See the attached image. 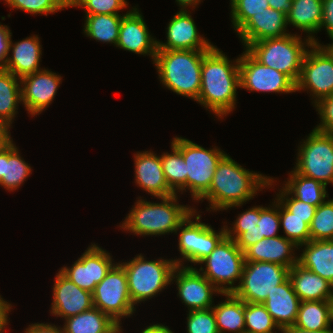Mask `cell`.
Returning <instances> with one entry per match:
<instances>
[{
	"instance_id": "680465c9",
	"label": "cell",
	"mask_w": 333,
	"mask_h": 333,
	"mask_svg": "<svg viewBox=\"0 0 333 333\" xmlns=\"http://www.w3.org/2000/svg\"><path fill=\"white\" fill-rule=\"evenodd\" d=\"M291 333H333L331 327L323 330H305L298 327H289Z\"/></svg>"
},
{
	"instance_id": "d6a6232c",
	"label": "cell",
	"mask_w": 333,
	"mask_h": 333,
	"mask_svg": "<svg viewBox=\"0 0 333 333\" xmlns=\"http://www.w3.org/2000/svg\"><path fill=\"white\" fill-rule=\"evenodd\" d=\"M124 15L85 14L84 34L98 42L113 43L116 46L121 20Z\"/></svg>"
},
{
	"instance_id": "94428289",
	"label": "cell",
	"mask_w": 333,
	"mask_h": 333,
	"mask_svg": "<svg viewBox=\"0 0 333 333\" xmlns=\"http://www.w3.org/2000/svg\"><path fill=\"white\" fill-rule=\"evenodd\" d=\"M3 168H4V147L0 148V180L3 176Z\"/></svg>"
},
{
	"instance_id": "cb8c5ba5",
	"label": "cell",
	"mask_w": 333,
	"mask_h": 333,
	"mask_svg": "<svg viewBox=\"0 0 333 333\" xmlns=\"http://www.w3.org/2000/svg\"><path fill=\"white\" fill-rule=\"evenodd\" d=\"M41 48L38 35H32L15 43L11 40L9 50H12V54L8 56L5 70L19 78L42 70L39 65Z\"/></svg>"
},
{
	"instance_id": "7402d4cb",
	"label": "cell",
	"mask_w": 333,
	"mask_h": 333,
	"mask_svg": "<svg viewBox=\"0 0 333 333\" xmlns=\"http://www.w3.org/2000/svg\"><path fill=\"white\" fill-rule=\"evenodd\" d=\"M298 249L284 236L263 238L244 251L245 262H270L281 264L289 269L298 263V256L293 251Z\"/></svg>"
},
{
	"instance_id": "603a6c76",
	"label": "cell",
	"mask_w": 333,
	"mask_h": 333,
	"mask_svg": "<svg viewBox=\"0 0 333 333\" xmlns=\"http://www.w3.org/2000/svg\"><path fill=\"white\" fill-rule=\"evenodd\" d=\"M301 300L294 292L289 277L268 294L263 302L279 328L292 327L296 321Z\"/></svg>"
},
{
	"instance_id": "7a4b0ae2",
	"label": "cell",
	"mask_w": 333,
	"mask_h": 333,
	"mask_svg": "<svg viewBox=\"0 0 333 333\" xmlns=\"http://www.w3.org/2000/svg\"><path fill=\"white\" fill-rule=\"evenodd\" d=\"M240 88L239 57L228 59L217 46L204 56L201 67V88L198 102L222 118L235 110L237 90Z\"/></svg>"
},
{
	"instance_id": "ba28073f",
	"label": "cell",
	"mask_w": 333,
	"mask_h": 333,
	"mask_svg": "<svg viewBox=\"0 0 333 333\" xmlns=\"http://www.w3.org/2000/svg\"><path fill=\"white\" fill-rule=\"evenodd\" d=\"M203 263L205 264V270L201 266L198 271L221 294L233 293L238 288L242 278L245 258L244 252L237 246L234 239L225 236L215 249L200 262V264ZM238 280V285L234 286L235 281Z\"/></svg>"
},
{
	"instance_id": "8992f818",
	"label": "cell",
	"mask_w": 333,
	"mask_h": 333,
	"mask_svg": "<svg viewBox=\"0 0 333 333\" xmlns=\"http://www.w3.org/2000/svg\"><path fill=\"white\" fill-rule=\"evenodd\" d=\"M119 263L126 271L128 290L134 306L166 289L172 283V273L177 266L173 259L159 258L150 261L141 254L129 262Z\"/></svg>"
},
{
	"instance_id": "816d5d0a",
	"label": "cell",
	"mask_w": 333,
	"mask_h": 333,
	"mask_svg": "<svg viewBox=\"0 0 333 333\" xmlns=\"http://www.w3.org/2000/svg\"><path fill=\"white\" fill-rule=\"evenodd\" d=\"M322 23L321 29H326L328 37L333 39V0H322Z\"/></svg>"
},
{
	"instance_id": "30bf717a",
	"label": "cell",
	"mask_w": 333,
	"mask_h": 333,
	"mask_svg": "<svg viewBox=\"0 0 333 333\" xmlns=\"http://www.w3.org/2000/svg\"><path fill=\"white\" fill-rule=\"evenodd\" d=\"M92 298L93 307L110 316L120 326L123 317H131L136 311L129 294L126 271L117 262L96 285Z\"/></svg>"
},
{
	"instance_id": "ac0fdd59",
	"label": "cell",
	"mask_w": 333,
	"mask_h": 333,
	"mask_svg": "<svg viewBox=\"0 0 333 333\" xmlns=\"http://www.w3.org/2000/svg\"><path fill=\"white\" fill-rule=\"evenodd\" d=\"M143 18L135 6L127 11L121 20L116 47L135 54L149 55L154 62L158 40L151 36Z\"/></svg>"
},
{
	"instance_id": "d4e9b609",
	"label": "cell",
	"mask_w": 333,
	"mask_h": 333,
	"mask_svg": "<svg viewBox=\"0 0 333 333\" xmlns=\"http://www.w3.org/2000/svg\"><path fill=\"white\" fill-rule=\"evenodd\" d=\"M289 279L301 302L333 300V285L298 263L290 268Z\"/></svg>"
},
{
	"instance_id": "e7e4bbea",
	"label": "cell",
	"mask_w": 333,
	"mask_h": 333,
	"mask_svg": "<svg viewBox=\"0 0 333 333\" xmlns=\"http://www.w3.org/2000/svg\"><path fill=\"white\" fill-rule=\"evenodd\" d=\"M74 0H67L68 4L70 5Z\"/></svg>"
},
{
	"instance_id": "4316f807",
	"label": "cell",
	"mask_w": 333,
	"mask_h": 333,
	"mask_svg": "<svg viewBox=\"0 0 333 333\" xmlns=\"http://www.w3.org/2000/svg\"><path fill=\"white\" fill-rule=\"evenodd\" d=\"M64 333H121L117 322L104 314L100 309L92 307L80 314L64 319Z\"/></svg>"
},
{
	"instance_id": "9f6ffc18",
	"label": "cell",
	"mask_w": 333,
	"mask_h": 333,
	"mask_svg": "<svg viewBox=\"0 0 333 333\" xmlns=\"http://www.w3.org/2000/svg\"><path fill=\"white\" fill-rule=\"evenodd\" d=\"M269 7L281 11L286 16L292 8V0H268Z\"/></svg>"
},
{
	"instance_id": "db71d44e",
	"label": "cell",
	"mask_w": 333,
	"mask_h": 333,
	"mask_svg": "<svg viewBox=\"0 0 333 333\" xmlns=\"http://www.w3.org/2000/svg\"><path fill=\"white\" fill-rule=\"evenodd\" d=\"M9 128H11V124L0 117V148L8 146L13 142Z\"/></svg>"
},
{
	"instance_id": "836d02e7",
	"label": "cell",
	"mask_w": 333,
	"mask_h": 333,
	"mask_svg": "<svg viewBox=\"0 0 333 333\" xmlns=\"http://www.w3.org/2000/svg\"><path fill=\"white\" fill-rule=\"evenodd\" d=\"M19 103H22L20 78L0 69V117L12 124Z\"/></svg>"
},
{
	"instance_id": "f5cc1de1",
	"label": "cell",
	"mask_w": 333,
	"mask_h": 333,
	"mask_svg": "<svg viewBox=\"0 0 333 333\" xmlns=\"http://www.w3.org/2000/svg\"><path fill=\"white\" fill-rule=\"evenodd\" d=\"M24 333H64L63 327L48 323H34L29 325Z\"/></svg>"
},
{
	"instance_id": "5bb4252c",
	"label": "cell",
	"mask_w": 333,
	"mask_h": 333,
	"mask_svg": "<svg viewBox=\"0 0 333 333\" xmlns=\"http://www.w3.org/2000/svg\"><path fill=\"white\" fill-rule=\"evenodd\" d=\"M111 255L97 244H92L71 267L63 266L60 271L79 288L93 292L110 269L113 263Z\"/></svg>"
},
{
	"instance_id": "83f0119b",
	"label": "cell",
	"mask_w": 333,
	"mask_h": 333,
	"mask_svg": "<svg viewBox=\"0 0 333 333\" xmlns=\"http://www.w3.org/2000/svg\"><path fill=\"white\" fill-rule=\"evenodd\" d=\"M322 13V0H292V8L287 14V25H293L308 33L306 37L311 39L313 44L321 45L313 35L319 32Z\"/></svg>"
},
{
	"instance_id": "8fae6325",
	"label": "cell",
	"mask_w": 333,
	"mask_h": 333,
	"mask_svg": "<svg viewBox=\"0 0 333 333\" xmlns=\"http://www.w3.org/2000/svg\"><path fill=\"white\" fill-rule=\"evenodd\" d=\"M289 268L270 262H245L242 278L233 294L248 303H263L275 286L289 277Z\"/></svg>"
},
{
	"instance_id": "60d3db41",
	"label": "cell",
	"mask_w": 333,
	"mask_h": 333,
	"mask_svg": "<svg viewBox=\"0 0 333 333\" xmlns=\"http://www.w3.org/2000/svg\"><path fill=\"white\" fill-rule=\"evenodd\" d=\"M13 9L22 10L33 15L54 14L64 8H70L67 0H4Z\"/></svg>"
},
{
	"instance_id": "484cf974",
	"label": "cell",
	"mask_w": 333,
	"mask_h": 333,
	"mask_svg": "<svg viewBox=\"0 0 333 333\" xmlns=\"http://www.w3.org/2000/svg\"><path fill=\"white\" fill-rule=\"evenodd\" d=\"M303 246L298 264L333 285V240H310L298 249Z\"/></svg>"
},
{
	"instance_id": "44dd1931",
	"label": "cell",
	"mask_w": 333,
	"mask_h": 333,
	"mask_svg": "<svg viewBox=\"0 0 333 333\" xmlns=\"http://www.w3.org/2000/svg\"><path fill=\"white\" fill-rule=\"evenodd\" d=\"M135 183L152 197L161 198L174 195L166 181L161 156L152 151L134 154Z\"/></svg>"
},
{
	"instance_id": "6f0895ef",
	"label": "cell",
	"mask_w": 333,
	"mask_h": 333,
	"mask_svg": "<svg viewBox=\"0 0 333 333\" xmlns=\"http://www.w3.org/2000/svg\"><path fill=\"white\" fill-rule=\"evenodd\" d=\"M141 333H173L168 326L162 324H153L142 330Z\"/></svg>"
},
{
	"instance_id": "91938a15",
	"label": "cell",
	"mask_w": 333,
	"mask_h": 333,
	"mask_svg": "<svg viewBox=\"0 0 333 333\" xmlns=\"http://www.w3.org/2000/svg\"><path fill=\"white\" fill-rule=\"evenodd\" d=\"M201 1L202 0H176L175 2H177V4L179 5V7H181L180 10H186L190 6H192V8L195 9L194 7H196L197 5H199V3Z\"/></svg>"
},
{
	"instance_id": "3957f363",
	"label": "cell",
	"mask_w": 333,
	"mask_h": 333,
	"mask_svg": "<svg viewBox=\"0 0 333 333\" xmlns=\"http://www.w3.org/2000/svg\"><path fill=\"white\" fill-rule=\"evenodd\" d=\"M177 196L174 194L157 198L161 200L160 203L137 198V202L119 228L140 236L176 233L178 226L194 211V207L180 205Z\"/></svg>"
},
{
	"instance_id": "52a82bcc",
	"label": "cell",
	"mask_w": 333,
	"mask_h": 333,
	"mask_svg": "<svg viewBox=\"0 0 333 333\" xmlns=\"http://www.w3.org/2000/svg\"><path fill=\"white\" fill-rule=\"evenodd\" d=\"M171 143L183 155L187 173L186 189L197 202L209 190L216 166L226 153L216 146L207 150L182 137L173 138Z\"/></svg>"
},
{
	"instance_id": "5b68a950",
	"label": "cell",
	"mask_w": 333,
	"mask_h": 333,
	"mask_svg": "<svg viewBox=\"0 0 333 333\" xmlns=\"http://www.w3.org/2000/svg\"><path fill=\"white\" fill-rule=\"evenodd\" d=\"M301 37L290 33L284 37L250 43L244 49L261 64L284 73L297 83L304 57L313 44L311 39L305 38L303 42Z\"/></svg>"
},
{
	"instance_id": "be15d7a7",
	"label": "cell",
	"mask_w": 333,
	"mask_h": 333,
	"mask_svg": "<svg viewBox=\"0 0 333 333\" xmlns=\"http://www.w3.org/2000/svg\"><path fill=\"white\" fill-rule=\"evenodd\" d=\"M278 331H281V333H291L289 328H279ZM277 333L276 331H273L271 333Z\"/></svg>"
},
{
	"instance_id": "ee69618b",
	"label": "cell",
	"mask_w": 333,
	"mask_h": 333,
	"mask_svg": "<svg viewBox=\"0 0 333 333\" xmlns=\"http://www.w3.org/2000/svg\"><path fill=\"white\" fill-rule=\"evenodd\" d=\"M128 4L126 0H74L69 7H81L86 14L122 15L120 10Z\"/></svg>"
},
{
	"instance_id": "f907efd6",
	"label": "cell",
	"mask_w": 333,
	"mask_h": 333,
	"mask_svg": "<svg viewBox=\"0 0 333 333\" xmlns=\"http://www.w3.org/2000/svg\"><path fill=\"white\" fill-rule=\"evenodd\" d=\"M12 32L9 26L0 23V69H5L11 43Z\"/></svg>"
},
{
	"instance_id": "9c48e42d",
	"label": "cell",
	"mask_w": 333,
	"mask_h": 333,
	"mask_svg": "<svg viewBox=\"0 0 333 333\" xmlns=\"http://www.w3.org/2000/svg\"><path fill=\"white\" fill-rule=\"evenodd\" d=\"M299 146L293 169L326 187L333 185V134L314 128Z\"/></svg>"
},
{
	"instance_id": "681fc988",
	"label": "cell",
	"mask_w": 333,
	"mask_h": 333,
	"mask_svg": "<svg viewBox=\"0 0 333 333\" xmlns=\"http://www.w3.org/2000/svg\"><path fill=\"white\" fill-rule=\"evenodd\" d=\"M260 219V205L254 206L246 210L245 212L238 214V217L230 228H252L257 225Z\"/></svg>"
},
{
	"instance_id": "ab89813d",
	"label": "cell",
	"mask_w": 333,
	"mask_h": 333,
	"mask_svg": "<svg viewBox=\"0 0 333 333\" xmlns=\"http://www.w3.org/2000/svg\"><path fill=\"white\" fill-rule=\"evenodd\" d=\"M231 22L237 32L253 15L269 8L268 0H230Z\"/></svg>"
},
{
	"instance_id": "bcb514c9",
	"label": "cell",
	"mask_w": 333,
	"mask_h": 333,
	"mask_svg": "<svg viewBox=\"0 0 333 333\" xmlns=\"http://www.w3.org/2000/svg\"><path fill=\"white\" fill-rule=\"evenodd\" d=\"M279 191L275 199L290 211L293 216L306 219V223L310 226L317 207L294 198L283 186Z\"/></svg>"
},
{
	"instance_id": "d6986e66",
	"label": "cell",
	"mask_w": 333,
	"mask_h": 333,
	"mask_svg": "<svg viewBox=\"0 0 333 333\" xmlns=\"http://www.w3.org/2000/svg\"><path fill=\"white\" fill-rule=\"evenodd\" d=\"M54 282L50 310L52 315L66 319L93 307L92 293L79 288L60 270Z\"/></svg>"
},
{
	"instance_id": "c3c4849f",
	"label": "cell",
	"mask_w": 333,
	"mask_h": 333,
	"mask_svg": "<svg viewBox=\"0 0 333 333\" xmlns=\"http://www.w3.org/2000/svg\"><path fill=\"white\" fill-rule=\"evenodd\" d=\"M314 107L321 119L315 129L333 134V95L321 99Z\"/></svg>"
},
{
	"instance_id": "4dcf8cb0",
	"label": "cell",
	"mask_w": 333,
	"mask_h": 333,
	"mask_svg": "<svg viewBox=\"0 0 333 333\" xmlns=\"http://www.w3.org/2000/svg\"><path fill=\"white\" fill-rule=\"evenodd\" d=\"M283 187L296 199L318 207L328 197L324 184L292 170Z\"/></svg>"
},
{
	"instance_id": "11a10c76",
	"label": "cell",
	"mask_w": 333,
	"mask_h": 333,
	"mask_svg": "<svg viewBox=\"0 0 333 333\" xmlns=\"http://www.w3.org/2000/svg\"><path fill=\"white\" fill-rule=\"evenodd\" d=\"M12 305L5 301L0 295V333L5 331V328L8 325V315L11 312Z\"/></svg>"
},
{
	"instance_id": "7c38bea8",
	"label": "cell",
	"mask_w": 333,
	"mask_h": 333,
	"mask_svg": "<svg viewBox=\"0 0 333 333\" xmlns=\"http://www.w3.org/2000/svg\"><path fill=\"white\" fill-rule=\"evenodd\" d=\"M310 91L314 105L333 95V58L321 46L312 44L308 49L296 83V91Z\"/></svg>"
},
{
	"instance_id": "e575fe53",
	"label": "cell",
	"mask_w": 333,
	"mask_h": 333,
	"mask_svg": "<svg viewBox=\"0 0 333 333\" xmlns=\"http://www.w3.org/2000/svg\"><path fill=\"white\" fill-rule=\"evenodd\" d=\"M198 211L194 208L186 219L178 226L176 233L179 231L178 251L181 258L173 259L176 265L183 266V262L197 264V243H198ZM196 216V217H195ZM195 217V218H194ZM195 219V221H193ZM186 259V260H185ZM183 260V261H182Z\"/></svg>"
},
{
	"instance_id": "b9f144b4",
	"label": "cell",
	"mask_w": 333,
	"mask_h": 333,
	"mask_svg": "<svg viewBox=\"0 0 333 333\" xmlns=\"http://www.w3.org/2000/svg\"><path fill=\"white\" fill-rule=\"evenodd\" d=\"M198 213V243H197V264L206 258L226 236L225 226L221 231L216 232L211 225L203 223Z\"/></svg>"
},
{
	"instance_id": "6125c7cd",
	"label": "cell",
	"mask_w": 333,
	"mask_h": 333,
	"mask_svg": "<svg viewBox=\"0 0 333 333\" xmlns=\"http://www.w3.org/2000/svg\"><path fill=\"white\" fill-rule=\"evenodd\" d=\"M321 46L330 54V56L333 58V39L331 44H327V45H322Z\"/></svg>"
},
{
	"instance_id": "4fadbf2b",
	"label": "cell",
	"mask_w": 333,
	"mask_h": 333,
	"mask_svg": "<svg viewBox=\"0 0 333 333\" xmlns=\"http://www.w3.org/2000/svg\"><path fill=\"white\" fill-rule=\"evenodd\" d=\"M239 55L240 88L249 92H296V83L284 73L258 62L246 49Z\"/></svg>"
},
{
	"instance_id": "2e32d148",
	"label": "cell",
	"mask_w": 333,
	"mask_h": 333,
	"mask_svg": "<svg viewBox=\"0 0 333 333\" xmlns=\"http://www.w3.org/2000/svg\"><path fill=\"white\" fill-rule=\"evenodd\" d=\"M61 77L44 68L20 78L21 101L28 114L34 117L49 107L60 87Z\"/></svg>"
},
{
	"instance_id": "f1b7e54d",
	"label": "cell",
	"mask_w": 333,
	"mask_h": 333,
	"mask_svg": "<svg viewBox=\"0 0 333 333\" xmlns=\"http://www.w3.org/2000/svg\"><path fill=\"white\" fill-rule=\"evenodd\" d=\"M222 295L226 299L212 306L219 333H244V301L233 293Z\"/></svg>"
},
{
	"instance_id": "277c9868",
	"label": "cell",
	"mask_w": 333,
	"mask_h": 333,
	"mask_svg": "<svg viewBox=\"0 0 333 333\" xmlns=\"http://www.w3.org/2000/svg\"><path fill=\"white\" fill-rule=\"evenodd\" d=\"M209 50H157L153 64L162 85L177 95L198 100L203 56Z\"/></svg>"
},
{
	"instance_id": "7bdbcfd3",
	"label": "cell",
	"mask_w": 333,
	"mask_h": 333,
	"mask_svg": "<svg viewBox=\"0 0 333 333\" xmlns=\"http://www.w3.org/2000/svg\"><path fill=\"white\" fill-rule=\"evenodd\" d=\"M187 333H219L213 308L188 311Z\"/></svg>"
},
{
	"instance_id": "9a60e30c",
	"label": "cell",
	"mask_w": 333,
	"mask_h": 333,
	"mask_svg": "<svg viewBox=\"0 0 333 333\" xmlns=\"http://www.w3.org/2000/svg\"><path fill=\"white\" fill-rule=\"evenodd\" d=\"M176 282L182 303L188 311L208 309L213 306V295L221 292L193 266H176L171 282Z\"/></svg>"
},
{
	"instance_id": "f35d334b",
	"label": "cell",
	"mask_w": 333,
	"mask_h": 333,
	"mask_svg": "<svg viewBox=\"0 0 333 333\" xmlns=\"http://www.w3.org/2000/svg\"><path fill=\"white\" fill-rule=\"evenodd\" d=\"M311 240H333V199L325 200L316 209L310 224Z\"/></svg>"
},
{
	"instance_id": "d590c367",
	"label": "cell",
	"mask_w": 333,
	"mask_h": 333,
	"mask_svg": "<svg viewBox=\"0 0 333 333\" xmlns=\"http://www.w3.org/2000/svg\"><path fill=\"white\" fill-rule=\"evenodd\" d=\"M171 153L161 154L163 172L169 188L175 193L186 191L187 173L181 152L171 143Z\"/></svg>"
},
{
	"instance_id": "ffe728a7",
	"label": "cell",
	"mask_w": 333,
	"mask_h": 333,
	"mask_svg": "<svg viewBox=\"0 0 333 333\" xmlns=\"http://www.w3.org/2000/svg\"><path fill=\"white\" fill-rule=\"evenodd\" d=\"M287 16L281 11L265 8L253 15L238 31L240 41L246 48L250 43L268 38L284 37L287 30Z\"/></svg>"
},
{
	"instance_id": "7dc6e473",
	"label": "cell",
	"mask_w": 333,
	"mask_h": 333,
	"mask_svg": "<svg viewBox=\"0 0 333 333\" xmlns=\"http://www.w3.org/2000/svg\"><path fill=\"white\" fill-rule=\"evenodd\" d=\"M225 229L226 236L228 238L234 239L237 246L243 252L251 245H254L263 239L260 238V230L258 225L252 228H228V225H225Z\"/></svg>"
},
{
	"instance_id": "74e56055",
	"label": "cell",
	"mask_w": 333,
	"mask_h": 333,
	"mask_svg": "<svg viewBox=\"0 0 333 333\" xmlns=\"http://www.w3.org/2000/svg\"><path fill=\"white\" fill-rule=\"evenodd\" d=\"M279 218L280 226H282L286 235L284 237L292 241L296 246L299 247L311 240L310 226L306 223V219L293 216L280 202Z\"/></svg>"
},
{
	"instance_id": "e0dca14e",
	"label": "cell",
	"mask_w": 333,
	"mask_h": 333,
	"mask_svg": "<svg viewBox=\"0 0 333 333\" xmlns=\"http://www.w3.org/2000/svg\"><path fill=\"white\" fill-rule=\"evenodd\" d=\"M187 10L177 12L166 30V42L157 41V50H210L214 45L199 35L194 19Z\"/></svg>"
},
{
	"instance_id": "1f68e13d",
	"label": "cell",
	"mask_w": 333,
	"mask_h": 333,
	"mask_svg": "<svg viewBox=\"0 0 333 333\" xmlns=\"http://www.w3.org/2000/svg\"><path fill=\"white\" fill-rule=\"evenodd\" d=\"M31 169L32 167L24 161L12 142L4 147V168L0 186L12 192L18 190L32 173Z\"/></svg>"
},
{
	"instance_id": "8d00e7d4",
	"label": "cell",
	"mask_w": 333,
	"mask_h": 333,
	"mask_svg": "<svg viewBox=\"0 0 333 333\" xmlns=\"http://www.w3.org/2000/svg\"><path fill=\"white\" fill-rule=\"evenodd\" d=\"M246 333H271L279 329L263 303L244 302Z\"/></svg>"
},
{
	"instance_id": "6da1fadb",
	"label": "cell",
	"mask_w": 333,
	"mask_h": 333,
	"mask_svg": "<svg viewBox=\"0 0 333 333\" xmlns=\"http://www.w3.org/2000/svg\"><path fill=\"white\" fill-rule=\"evenodd\" d=\"M274 178L243 168L228 154L218 162L209 190L197 201L207 200L210 211L240 207L261 189L274 186ZM273 185V186H272Z\"/></svg>"
},
{
	"instance_id": "f546056e",
	"label": "cell",
	"mask_w": 333,
	"mask_h": 333,
	"mask_svg": "<svg viewBox=\"0 0 333 333\" xmlns=\"http://www.w3.org/2000/svg\"><path fill=\"white\" fill-rule=\"evenodd\" d=\"M333 324V300L303 301L292 327L305 330H323Z\"/></svg>"
},
{
	"instance_id": "f6af8a7d",
	"label": "cell",
	"mask_w": 333,
	"mask_h": 333,
	"mask_svg": "<svg viewBox=\"0 0 333 333\" xmlns=\"http://www.w3.org/2000/svg\"><path fill=\"white\" fill-rule=\"evenodd\" d=\"M276 200V201H275ZM272 206H260V219L257 222L260 230V238H272L279 236L281 228L279 218V201L275 199Z\"/></svg>"
}]
</instances>
